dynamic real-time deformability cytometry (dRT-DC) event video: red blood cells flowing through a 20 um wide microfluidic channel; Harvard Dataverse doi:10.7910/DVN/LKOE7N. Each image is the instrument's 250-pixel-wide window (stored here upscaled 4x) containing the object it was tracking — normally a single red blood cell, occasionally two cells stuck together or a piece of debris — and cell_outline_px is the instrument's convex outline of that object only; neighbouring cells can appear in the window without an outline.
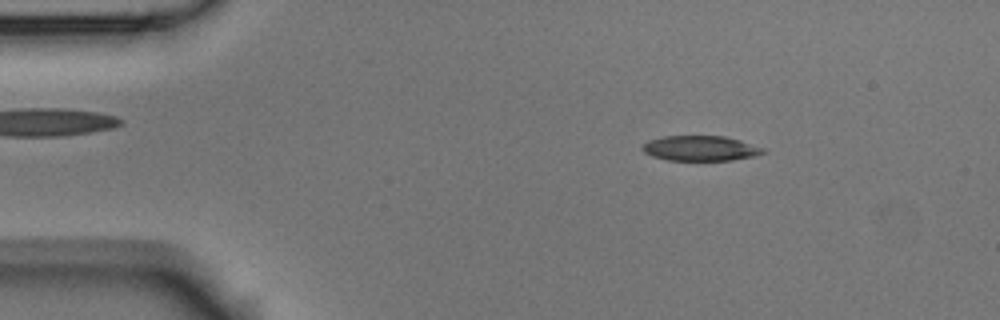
{"species": "Egyptian fruit bat (a non-hibernating species)", "species_latin": "Rousettus aegyptiacus", "temperature_condition": "room temperature", "stored_images_in_passage": 4, "camera_frame_rate_fps": 3000, "um_per_image_px": 0.085, "animal": {"sex": "male"}, "frame": {"image": 1, "passage_image": 2, "time_ms": 1.0, "image_size_px": [1000, 320], "cell_outline_px": [[768, 152], [756, 156], [732, 160], [668, 160], [652, 156], [644, 152], [640, 148], [648, 140], [664, 136], [724, 136], [740, 140], [768, 148]], "centroid_in_image_um": [59.61, 12.6], "position_along_channel_um": 25.4, "area_um2": 17.92}}